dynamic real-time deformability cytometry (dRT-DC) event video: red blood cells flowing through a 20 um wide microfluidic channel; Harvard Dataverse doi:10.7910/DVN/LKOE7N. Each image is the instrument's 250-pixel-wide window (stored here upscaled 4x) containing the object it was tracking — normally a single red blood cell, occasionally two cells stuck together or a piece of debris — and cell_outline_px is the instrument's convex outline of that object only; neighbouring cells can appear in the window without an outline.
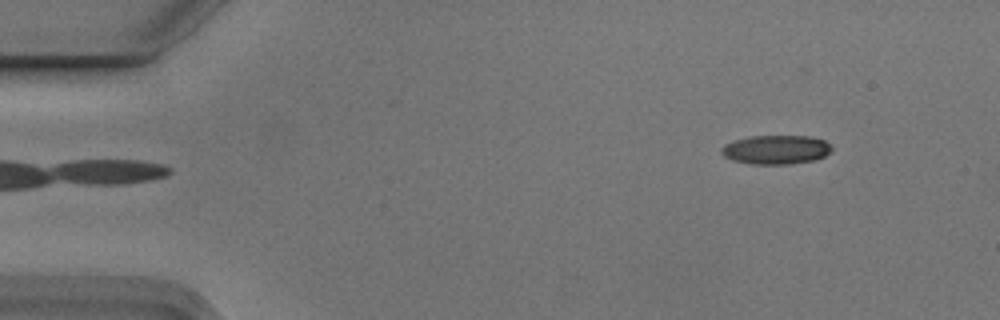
{"species": "Egyptian fruit bat (a non-hibernating species)", "species_latin": "Rousettus aegyptiacus", "temperature_condition": "cold", "stored_images_in_passage": 6, "segment_of_instrument_passage": [2, 2], "camera_frame_rate_fps": 3000, "um_per_image_px": 0.085, "animal": {"sex": "male"}, "frame": {"image": 1, "passage_image": 6, "time_ms": 1.667, "image_size_px": [1000, 320], "cell_outline_px": [[832, 148], [824, 156], [816, 160], [788, 164], [752, 164], [732, 160], [724, 156], [720, 152], [720, 148], [724, 144], [736, 140], [752, 136], [808, 136], [824, 140]], "centroid_in_image_um": [65.93, 12.72], "position_along_channel_um": 19.1, "area_um2": 18.55}}